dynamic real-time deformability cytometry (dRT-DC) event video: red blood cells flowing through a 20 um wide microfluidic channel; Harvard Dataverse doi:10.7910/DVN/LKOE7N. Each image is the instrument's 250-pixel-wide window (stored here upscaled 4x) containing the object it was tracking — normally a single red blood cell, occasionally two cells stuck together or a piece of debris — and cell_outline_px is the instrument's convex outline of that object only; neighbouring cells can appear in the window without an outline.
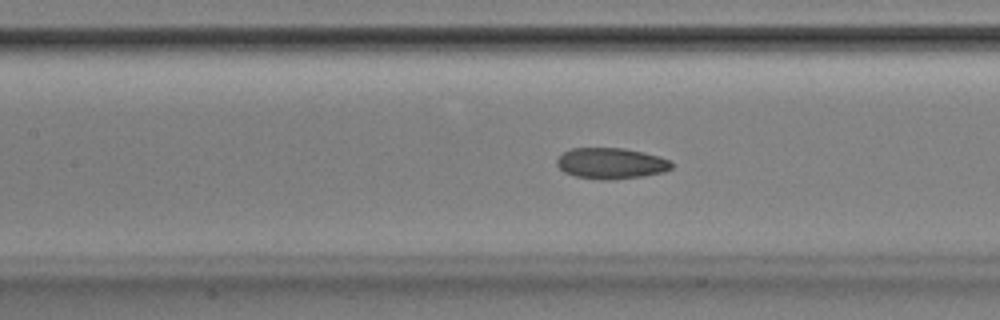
{"species": "Egyptian fruit bat (a non-hibernating species)", "species_latin": "Rousettus aegyptiacus", "temperature_condition": "room temperature", "stored_images_in_passage": 53, "camera_frame_rate_fps": 3000, "um_per_image_px": 0.085, "animal": {"sex": "male"}, "frame": {"image": 1, "passage_image": 24, "time_ms": 7.667, "image_size_px": [1000, 320], "cell_outline_px": [[672, 168], [664, 172], [644, 176], [608, 180], [600, 180], [576, 176], [564, 172], [556, 164], [556, 160], [564, 152], [572, 148], [624, 148], [644, 152], [660, 156], [672, 160]], "centroid_in_image_um": [51.97, 13.88], "position_along_channel_um": 155.4, "area_um2": 20.87}}
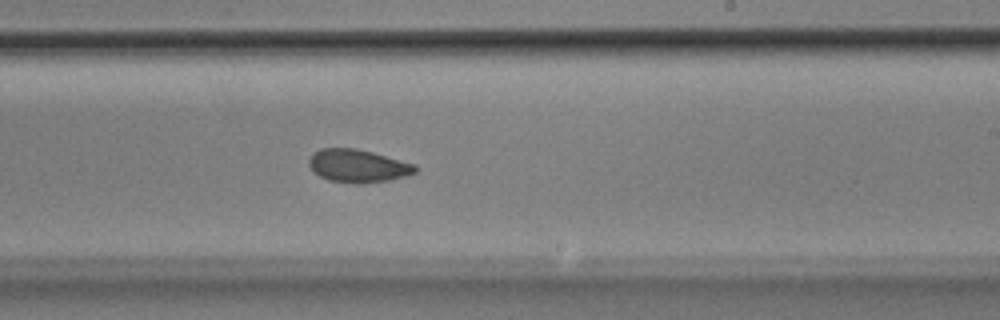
{"frame": {"image": 2, "passage_image": 32, "time_ms": 10.333, "image_size_px": [1000, 320], "cell_outline_px": [[416, 172], [408, 176], [392, 180], [360, 184], [356, 184], [328, 180], [320, 176], [308, 164], [308, 160], [320, 148], [356, 148], [372, 152], [416, 164]], "centroid_in_image_um": [30.47, 14.11], "position_along_channel_um": 258.5, "area_um2": 20.46}}
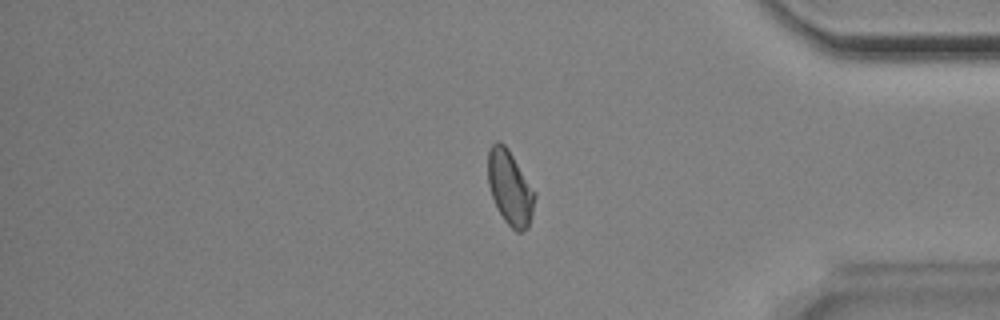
{"frame": {"image": 3, "passage_image": 44, "time_ms": 14.333, "image_size_px": [1000, 320], "cell_outline_px": [[536, 196], [528, 228], [520, 232], [516, 232], [504, 220], [492, 196], [488, 184], [488, 152], [492, 144], [496, 140], [500, 140], [508, 148], [536, 192]], "centroid_in_image_um": [43.35, 15.93], "position_along_channel_um": 391.8, "area_um2": 20.23}, "authors_computed_cell_mechanics": {"area_um2": 20.4612, "velocity_mm_per_s": 3.8875, "shape_relaxation_time_tau1_ms": 6.2894, "shape_relaxation_time_tau2_ms": 3.1592, "deformation_change_tau1": 0.1459, "deformation_change_tau2": 0.0783}}